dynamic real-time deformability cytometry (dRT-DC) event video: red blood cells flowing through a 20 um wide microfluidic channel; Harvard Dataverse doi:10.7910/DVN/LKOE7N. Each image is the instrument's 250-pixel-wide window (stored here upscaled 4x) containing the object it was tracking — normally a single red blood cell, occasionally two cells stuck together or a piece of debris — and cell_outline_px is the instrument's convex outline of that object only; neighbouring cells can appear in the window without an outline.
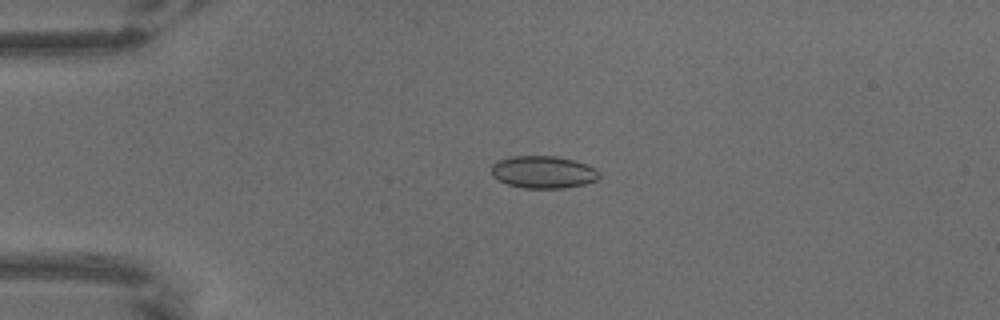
{"species": "common noctule bat (a hibernating species)", "species_latin": "Nyctalus noctula", "temperature_condition": "warm", "stored_images_in_passage": 61, "camera_frame_rate_fps": 3000, "um_per_image_px": 0.085, "animal": {"sex": "male", "body_mass_g": 18.8}, "frame": {"image": 1, "passage_image": 12, "time_ms": 3.667, "image_size_px": [1000, 320], "cell_outline_px": [[600, 176], [596, 180], [584, 184], [564, 188], [524, 188], [508, 184], [492, 176], [492, 164], [500, 160], [512, 156], [556, 156], [588, 164], [596, 168], [600, 172]], "centroid_in_image_um": [46.21, 14.62], "position_along_channel_um": 38.8, "area_um2": 20.29}}
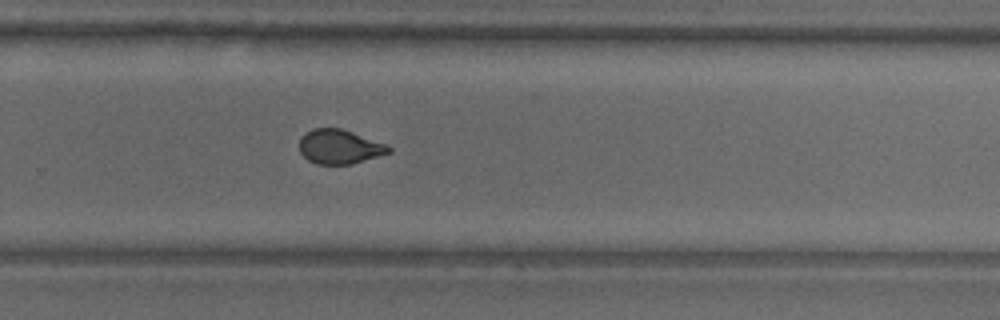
{"frame": {"image": 2, "passage_image": 40, "time_ms": 13.0, "image_size_px": [1000, 320], "cell_outline_px": [[392, 152], [352, 164], [316, 164], [308, 160], [300, 152], [300, 140], [312, 128], [340, 128], [388, 144], [392, 148]], "centroid_in_image_um": [28.9, 12.48], "position_along_channel_um": 300.9, "area_um2": 17.8}}
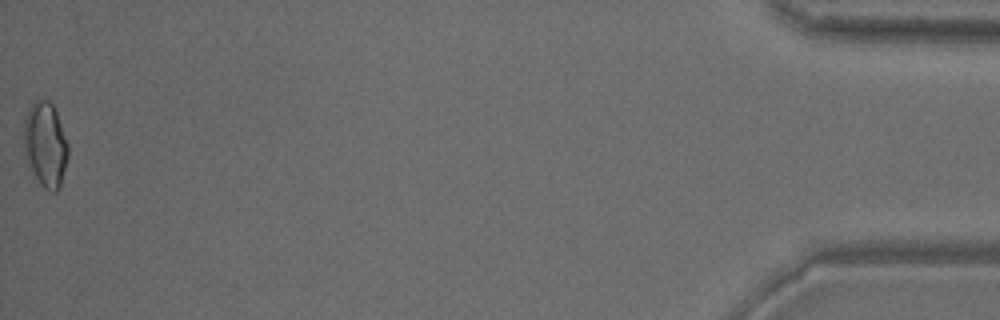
{"frame": {"image": 3, "passage_image": 61, "time_ms": 20.0, "image_size_px": [1000, 320], "cell_outline_px": [[68, 156], [60, 188], [56, 192], [48, 192], [40, 184], [28, 168], [24, 160], [24, 120], [28, 108], [36, 100], [48, 100], [52, 104], [56, 112], [68, 144]], "centroid_in_image_um": [3.83, 12.34], "position_along_channel_um": 431.4, "area_um2": 22.25}}